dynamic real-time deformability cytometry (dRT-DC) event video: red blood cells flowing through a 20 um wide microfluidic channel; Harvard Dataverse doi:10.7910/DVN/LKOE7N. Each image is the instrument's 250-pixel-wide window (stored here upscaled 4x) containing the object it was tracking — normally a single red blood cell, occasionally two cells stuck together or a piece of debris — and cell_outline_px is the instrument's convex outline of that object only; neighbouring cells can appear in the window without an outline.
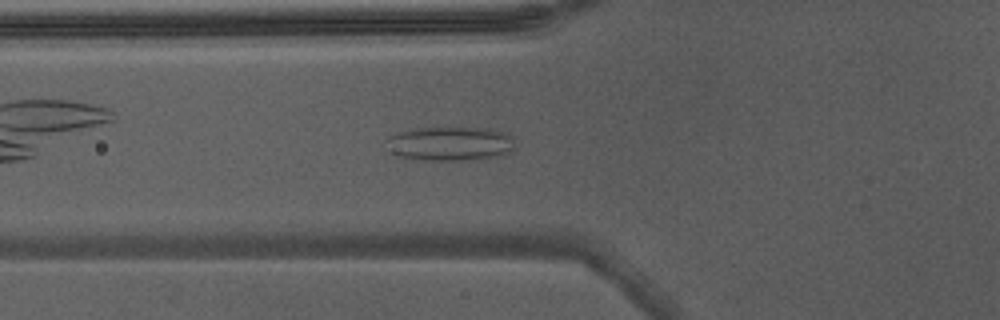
{"species": "Egyptian fruit bat (a non-hibernating species)", "species_latin": "Rousettus aegyptiacus", "temperature_condition": "warm", "stored_images_in_passage": 35, "camera_frame_rate_fps": 3000, "um_per_image_px": 0.085, "animal": {"sex": "male"}, "frame": {"image": 1, "passage_image": 6, "time_ms": 1.667, "image_size_px": [1000, 320], "cell_outline_px": [[516, 148], [508, 152], [492, 156], [460, 160], [424, 160], [400, 156], [392, 152], [384, 140], [400, 132], [412, 128], [484, 128], [500, 132], [512, 136]], "centroid_in_image_um": [38.23, 12.2], "position_along_channel_um": 87.6, "area_um2": 25.03}, "authors_computed_cell_mechanics": {"area_um2": 20.4612, "velocity_mm_per_s": 4.3609, "shape_relaxation_time_tau1_ms": null, "shape_relaxation_time_tau2_ms": 1.4776, "deformation_change_tau1": null, "deformation_change_tau2": 0.0853}}